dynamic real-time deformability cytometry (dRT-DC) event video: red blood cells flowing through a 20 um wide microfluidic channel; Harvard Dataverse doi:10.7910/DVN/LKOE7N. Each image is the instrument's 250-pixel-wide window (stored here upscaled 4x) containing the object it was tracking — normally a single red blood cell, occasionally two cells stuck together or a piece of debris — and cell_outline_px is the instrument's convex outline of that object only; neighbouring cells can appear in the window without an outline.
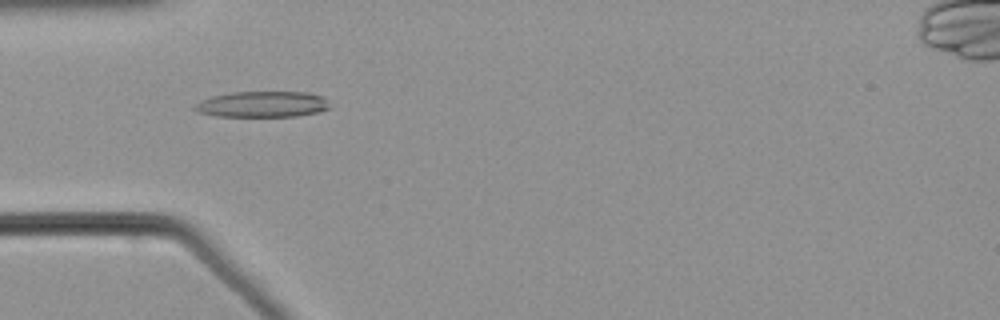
{"species": "common noctule bat (a hibernating species)", "species_latin": "Nyctalus noctula", "temperature_condition": "warm", "stored_images_in_passage": 55, "camera_frame_rate_fps": 3000, "um_per_image_px": 0.085, "animal": {"sex": "male", "body_mass_g": 21.5, "forearm_length_mm": 52.0}, "frame": {"image": 1, "passage_image": 18, "time_ms": 5.667, "image_size_px": [1000, 320], "cell_outline_px": [[328, 108], [320, 112], [296, 116], [216, 116], [196, 112], [192, 108], [200, 100], [212, 96], [232, 92], [304, 92], [324, 96]], "centroid_in_image_um": [22.25, 8.86], "position_along_channel_um": 62.7, "area_um2": 20.35}}
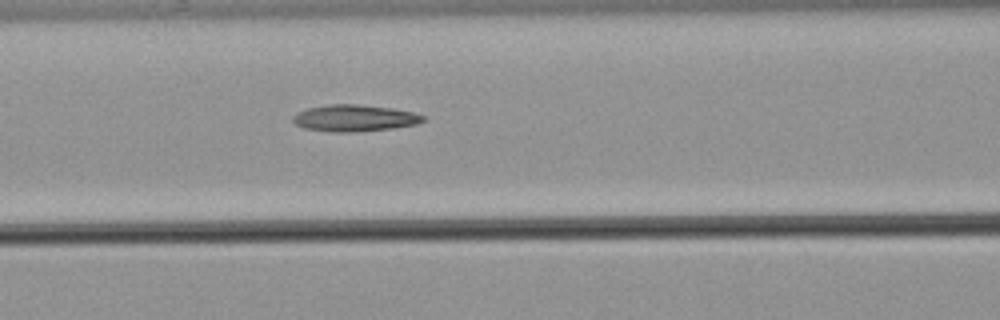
{"frame": {"image": 2, "passage_image": 24, "time_ms": 7.667, "image_size_px": [1000, 320], "cell_outline_px": [[424, 120], [416, 124], [392, 128], [356, 132], [328, 132], [304, 128], [296, 124], [292, 120], [292, 116], [296, 112], [308, 108], [328, 104], [356, 104], [392, 108], [412, 112], [424, 116]], "centroid_in_image_um": [30.08, 10.04], "position_along_channel_um": 136.5, "area_um2": 20.23}}
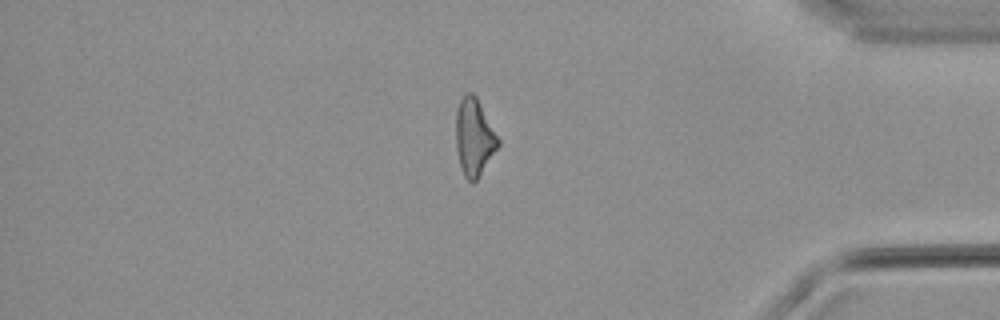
{"frame": {"image": 3, "passage_image": 47, "time_ms": 15.333, "image_size_px": [1000, 320], "cell_outline_px": [[500, 144], [476, 180], [468, 180], [464, 176], [460, 164], [456, 148], [456, 112], [460, 100], [464, 92], [472, 92], [476, 96], [500, 140]], "centroid_in_image_um": [40.29, 11.62], "position_along_channel_um": 394.9, "area_um2": 18.73}}